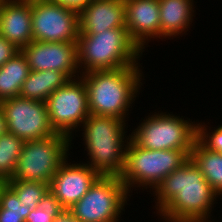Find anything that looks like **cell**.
Listing matches in <instances>:
<instances>
[{
	"label": "cell",
	"instance_id": "1",
	"mask_svg": "<svg viewBox=\"0 0 222 222\" xmlns=\"http://www.w3.org/2000/svg\"><path fill=\"white\" fill-rule=\"evenodd\" d=\"M152 192L155 209L164 222H209L219 198L191 159L167 175Z\"/></svg>",
	"mask_w": 222,
	"mask_h": 222
},
{
	"label": "cell",
	"instance_id": "2",
	"mask_svg": "<svg viewBox=\"0 0 222 222\" xmlns=\"http://www.w3.org/2000/svg\"><path fill=\"white\" fill-rule=\"evenodd\" d=\"M141 68L123 67L81 74L87 89L89 113L127 122L132 103L141 91V80L145 78Z\"/></svg>",
	"mask_w": 222,
	"mask_h": 222
},
{
	"label": "cell",
	"instance_id": "3",
	"mask_svg": "<svg viewBox=\"0 0 222 222\" xmlns=\"http://www.w3.org/2000/svg\"><path fill=\"white\" fill-rule=\"evenodd\" d=\"M125 122L115 117L90 114L80 127L89 157L86 164L100 176H121L130 140V135L126 136L128 124Z\"/></svg>",
	"mask_w": 222,
	"mask_h": 222
},
{
	"label": "cell",
	"instance_id": "4",
	"mask_svg": "<svg viewBox=\"0 0 222 222\" xmlns=\"http://www.w3.org/2000/svg\"><path fill=\"white\" fill-rule=\"evenodd\" d=\"M142 54L130 39L126 27L107 29L97 34H79L77 40V65L81 74L140 67Z\"/></svg>",
	"mask_w": 222,
	"mask_h": 222
},
{
	"label": "cell",
	"instance_id": "5",
	"mask_svg": "<svg viewBox=\"0 0 222 222\" xmlns=\"http://www.w3.org/2000/svg\"><path fill=\"white\" fill-rule=\"evenodd\" d=\"M189 159L190 154L186 150H148L129 140L120 179L128 193H132L135 187L148 188L151 193L167 175Z\"/></svg>",
	"mask_w": 222,
	"mask_h": 222
},
{
	"label": "cell",
	"instance_id": "6",
	"mask_svg": "<svg viewBox=\"0 0 222 222\" xmlns=\"http://www.w3.org/2000/svg\"><path fill=\"white\" fill-rule=\"evenodd\" d=\"M159 112L145 116L129 134L130 140L148 150H186L190 154L197 139V123L167 111Z\"/></svg>",
	"mask_w": 222,
	"mask_h": 222
},
{
	"label": "cell",
	"instance_id": "7",
	"mask_svg": "<svg viewBox=\"0 0 222 222\" xmlns=\"http://www.w3.org/2000/svg\"><path fill=\"white\" fill-rule=\"evenodd\" d=\"M71 144L73 143L68 136L59 133L25 141L11 180L50 184L60 165L69 158Z\"/></svg>",
	"mask_w": 222,
	"mask_h": 222
},
{
	"label": "cell",
	"instance_id": "8",
	"mask_svg": "<svg viewBox=\"0 0 222 222\" xmlns=\"http://www.w3.org/2000/svg\"><path fill=\"white\" fill-rule=\"evenodd\" d=\"M128 196L120 177L100 176L69 211L79 222H118Z\"/></svg>",
	"mask_w": 222,
	"mask_h": 222
},
{
	"label": "cell",
	"instance_id": "9",
	"mask_svg": "<svg viewBox=\"0 0 222 222\" xmlns=\"http://www.w3.org/2000/svg\"><path fill=\"white\" fill-rule=\"evenodd\" d=\"M45 103L54 131L68 136L73 141L76 135L74 133L79 131L90 115L83 78L79 76L69 79L62 87L56 89Z\"/></svg>",
	"mask_w": 222,
	"mask_h": 222
},
{
	"label": "cell",
	"instance_id": "10",
	"mask_svg": "<svg viewBox=\"0 0 222 222\" xmlns=\"http://www.w3.org/2000/svg\"><path fill=\"white\" fill-rule=\"evenodd\" d=\"M33 41L77 42L79 11L53 0H31Z\"/></svg>",
	"mask_w": 222,
	"mask_h": 222
},
{
	"label": "cell",
	"instance_id": "11",
	"mask_svg": "<svg viewBox=\"0 0 222 222\" xmlns=\"http://www.w3.org/2000/svg\"><path fill=\"white\" fill-rule=\"evenodd\" d=\"M8 132L32 141L56 134L49 120L46 103L20 96L0 101Z\"/></svg>",
	"mask_w": 222,
	"mask_h": 222
},
{
	"label": "cell",
	"instance_id": "12",
	"mask_svg": "<svg viewBox=\"0 0 222 222\" xmlns=\"http://www.w3.org/2000/svg\"><path fill=\"white\" fill-rule=\"evenodd\" d=\"M30 71L55 70L69 79L81 75L77 65V42L31 41L21 49Z\"/></svg>",
	"mask_w": 222,
	"mask_h": 222
},
{
	"label": "cell",
	"instance_id": "13",
	"mask_svg": "<svg viewBox=\"0 0 222 222\" xmlns=\"http://www.w3.org/2000/svg\"><path fill=\"white\" fill-rule=\"evenodd\" d=\"M79 162L73 164L67 158L49 184V191L66 210L77 203L100 177L85 161Z\"/></svg>",
	"mask_w": 222,
	"mask_h": 222
},
{
	"label": "cell",
	"instance_id": "14",
	"mask_svg": "<svg viewBox=\"0 0 222 222\" xmlns=\"http://www.w3.org/2000/svg\"><path fill=\"white\" fill-rule=\"evenodd\" d=\"M125 13L130 39L142 52L151 38L160 39L158 0H125Z\"/></svg>",
	"mask_w": 222,
	"mask_h": 222
},
{
	"label": "cell",
	"instance_id": "15",
	"mask_svg": "<svg viewBox=\"0 0 222 222\" xmlns=\"http://www.w3.org/2000/svg\"><path fill=\"white\" fill-rule=\"evenodd\" d=\"M126 27L125 0H92L79 11V34Z\"/></svg>",
	"mask_w": 222,
	"mask_h": 222
},
{
	"label": "cell",
	"instance_id": "16",
	"mask_svg": "<svg viewBox=\"0 0 222 222\" xmlns=\"http://www.w3.org/2000/svg\"><path fill=\"white\" fill-rule=\"evenodd\" d=\"M0 35L22 49L33 41L31 0H4L0 7Z\"/></svg>",
	"mask_w": 222,
	"mask_h": 222
},
{
	"label": "cell",
	"instance_id": "17",
	"mask_svg": "<svg viewBox=\"0 0 222 222\" xmlns=\"http://www.w3.org/2000/svg\"><path fill=\"white\" fill-rule=\"evenodd\" d=\"M160 39L180 38L189 31L195 11L194 0H158ZM179 36V37H178ZM172 37V38H171Z\"/></svg>",
	"mask_w": 222,
	"mask_h": 222
},
{
	"label": "cell",
	"instance_id": "18",
	"mask_svg": "<svg viewBox=\"0 0 222 222\" xmlns=\"http://www.w3.org/2000/svg\"><path fill=\"white\" fill-rule=\"evenodd\" d=\"M68 80L69 78L60 71H30L28 78L23 82L19 96L46 102L48 97Z\"/></svg>",
	"mask_w": 222,
	"mask_h": 222
},
{
	"label": "cell",
	"instance_id": "19",
	"mask_svg": "<svg viewBox=\"0 0 222 222\" xmlns=\"http://www.w3.org/2000/svg\"><path fill=\"white\" fill-rule=\"evenodd\" d=\"M30 67L21 50L0 67V101L20 95Z\"/></svg>",
	"mask_w": 222,
	"mask_h": 222
},
{
	"label": "cell",
	"instance_id": "20",
	"mask_svg": "<svg viewBox=\"0 0 222 222\" xmlns=\"http://www.w3.org/2000/svg\"><path fill=\"white\" fill-rule=\"evenodd\" d=\"M190 159L199 168L212 189L219 197L222 196V153L207 149L196 139Z\"/></svg>",
	"mask_w": 222,
	"mask_h": 222
},
{
	"label": "cell",
	"instance_id": "21",
	"mask_svg": "<svg viewBox=\"0 0 222 222\" xmlns=\"http://www.w3.org/2000/svg\"><path fill=\"white\" fill-rule=\"evenodd\" d=\"M24 140L11 132L0 136V179L7 182L13 178Z\"/></svg>",
	"mask_w": 222,
	"mask_h": 222
},
{
	"label": "cell",
	"instance_id": "22",
	"mask_svg": "<svg viewBox=\"0 0 222 222\" xmlns=\"http://www.w3.org/2000/svg\"><path fill=\"white\" fill-rule=\"evenodd\" d=\"M30 208L19 202L15 191L5 182L0 189V222H25Z\"/></svg>",
	"mask_w": 222,
	"mask_h": 222
},
{
	"label": "cell",
	"instance_id": "23",
	"mask_svg": "<svg viewBox=\"0 0 222 222\" xmlns=\"http://www.w3.org/2000/svg\"><path fill=\"white\" fill-rule=\"evenodd\" d=\"M17 194L19 202L35 210L49 191V184L37 181L9 180L6 182Z\"/></svg>",
	"mask_w": 222,
	"mask_h": 222
},
{
	"label": "cell",
	"instance_id": "24",
	"mask_svg": "<svg viewBox=\"0 0 222 222\" xmlns=\"http://www.w3.org/2000/svg\"><path fill=\"white\" fill-rule=\"evenodd\" d=\"M65 209L55 196L48 191L35 210H31L25 222H53Z\"/></svg>",
	"mask_w": 222,
	"mask_h": 222
},
{
	"label": "cell",
	"instance_id": "25",
	"mask_svg": "<svg viewBox=\"0 0 222 222\" xmlns=\"http://www.w3.org/2000/svg\"><path fill=\"white\" fill-rule=\"evenodd\" d=\"M19 51L20 49L0 35V67Z\"/></svg>",
	"mask_w": 222,
	"mask_h": 222
},
{
	"label": "cell",
	"instance_id": "26",
	"mask_svg": "<svg viewBox=\"0 0 222 222\" xmlns=\"http://www.w3.org/2000/svg\"><path fill=\"white\" fill-rule=\"evenodd\" d=\"M56 3L70 7L76 11L83 9L92 0H53Z\"/></svg>",
	"mask_w": 222,
	"mask_h": 222
},
{
	"label": "cell",
	"instance_id": "27",
	"mask_svg": "<svg viewBox=\"0 0 222 222\" xmlns=\"http://www.w3.org/2000/svg\"><path fill=\"white\" fill-rule=\"evenodd\" d=\"M53 222H79L69 210L60 213Z\"/></svg>",
	"mask_w": 222,
	"mask_h": 222
},
{
	"label": "cell",
	"instance_id": "28",
	"mask_svg": "<svg viewBox=\"0 0 222 222\" xmlns=\"http://www.w3.org/2000/svg\"><path fill=\"white\" fill-rule=\"evenodd\" d=\"M6 132H8L7 121L5 119L4 112L0 107V136Z\"/></svg>",
	"mask_w": 222,
	"mask_h": 222
},
{
	"label": "cell",
	"instance_id": "29",
	"mask_svg": "<svg viewBox=\"0 0 222 222\" xmlns=\"http://www.w3.org/2000/svg\"><path fill=\"white\" fill-rule=\"evenodd\" d=\"M4 183H5V182L0 179V189H1V187L4 185Z\"/></svg>",
	"mask_w": 222,
	"mask_h": 222
},
{
	"label": "cell",
	"instance_id": "30",
	"mask_svg": "<svg viewBox=\"0 0 222 222\" xmlns=\"http://www.w3.org/2000/svg\"><path fill=\"white\" fill-rule=\"evenodd\" d=\"M3 1H4V0H0V7H1V5H2Z\"/></svg>",
	"mask_w": 222,
	"mask_h": 222
}]
</instances>
